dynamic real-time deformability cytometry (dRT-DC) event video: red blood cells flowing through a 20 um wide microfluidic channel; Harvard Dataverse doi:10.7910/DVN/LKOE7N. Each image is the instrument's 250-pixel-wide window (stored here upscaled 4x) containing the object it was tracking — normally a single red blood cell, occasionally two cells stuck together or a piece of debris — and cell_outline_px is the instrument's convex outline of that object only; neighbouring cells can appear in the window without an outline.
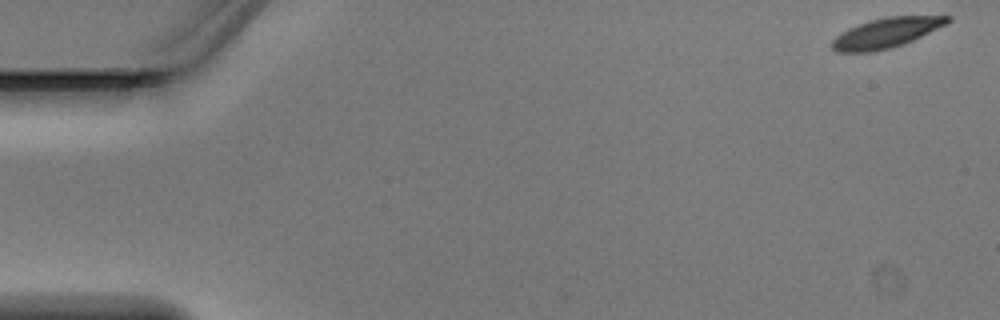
{"species": "Egyptian fruit bat (a non-hibernating species)", "species_latin": "Rousettus aegyptiacus", "temperature_condition": "warm", "stored_images_in_passage": 6, "camera_frame_rate_fps": 3000, "um_per_image_px": 0.085, "animal": {"sex": "male"}, "frame": {"image": 1, "passage_image": 1, "time_ms": 0.0, "image_size_px": [1000, 320], "cell_outline_px": [[952, 20], [904, 44], [892, 48], [872, 52], [836, 52], [832, 48], [832, 40], [840, 32], [848, 28], [868, 20], [888, 16], [952, 16]], "centroid_in_image_um": [75.26, 2.8], "position_along_channel_um": 9.7, "area_um2": 20.0}}
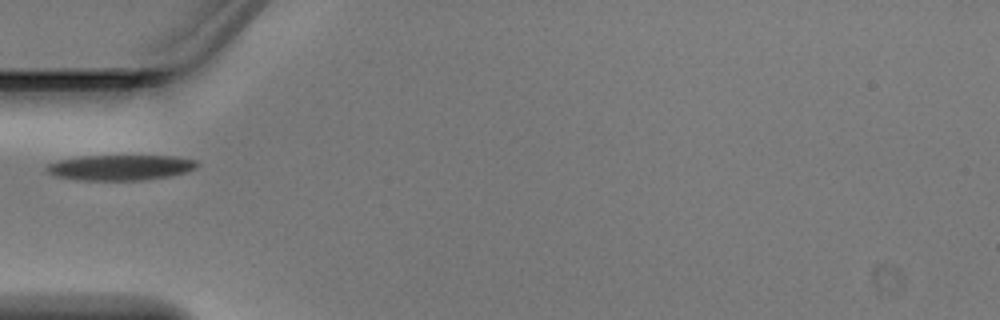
{"frame": {"image": 2, "passage_image": 5, "time_ms": 1.333, "image_size_px": [1000, 320], "cell_outline_px": [[200, 164], [196, 168], [188, 172], [172, 176], [140, 180], [76, 180], [56, 176], [48, 172], [44, 168], [48, 164], [60, 160], [80, 156], [176, 156], [196, 160]], "centroid_in_image_um": [10.27, 14.24], "position_along_channel_um": 74.7, "area_um2": 22.43}}
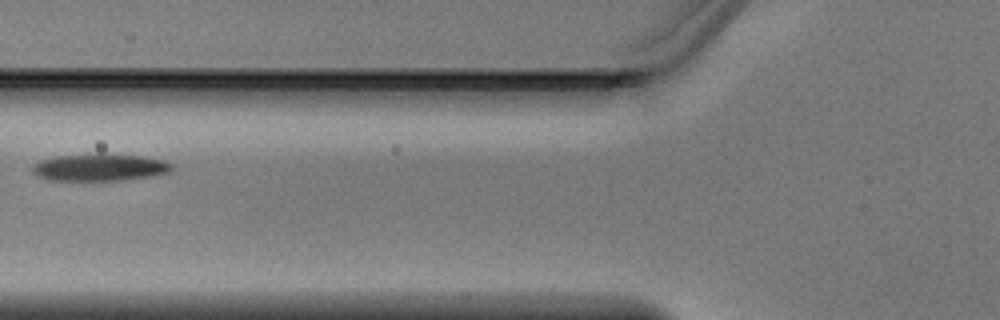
{"frame": {"image": 3, "passage_image": 6, "time_ms": 1.667, "image_size_px": [1000, 320], "cell_outline_px": [[172, 168], [168, 172], [148, 176], [124, 180], [48, 180], [36, 176], [32, 172], [32, 168], [40, 160], [56, 156], [96, 152], [104, 152], [144, 156], [164, 160], [172, 164]], "centroid_in_image_um": [8.45, 14.19], "position_along_channel_um": 117.3, "area_um2": 22.48}}